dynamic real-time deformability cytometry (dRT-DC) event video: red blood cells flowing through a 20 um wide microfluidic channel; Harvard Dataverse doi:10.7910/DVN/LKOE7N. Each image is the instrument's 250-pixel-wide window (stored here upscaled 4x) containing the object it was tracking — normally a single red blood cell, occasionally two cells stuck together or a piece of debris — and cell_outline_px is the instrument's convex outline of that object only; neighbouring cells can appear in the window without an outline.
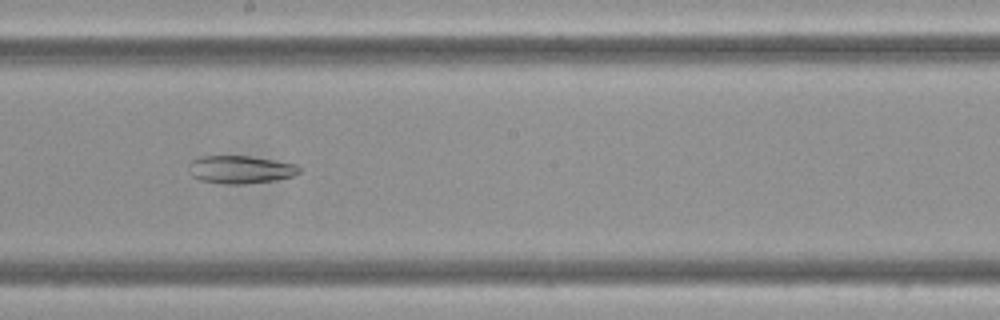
{"species": "Egyptian fruit bat (a non-hibernating species)", "species_latin": "Rousettus aegyptiacus", "temperature_condition": "cold", "stored_images_in_passage": 9, "camera_frame_rate_fps": 3000, "um_per_image_px": 0.085, "frame": {"image": 1, "passage_image": 8, "time_ms": 2.333, "image_size_px": [1000, 320], "cell_outline_px": [[300, 172], [292, 176], [276, 180], [244, 184], [228, 184], [200, 180], [192, 176], [188, 164], [192, 160], [200, 156], [248, 156], [296, 164], [300, 168]], "centroid_in_image_um": [20.42, 14.41], "position_along_channel_um": 227.8, "area_um2": 17.8}}